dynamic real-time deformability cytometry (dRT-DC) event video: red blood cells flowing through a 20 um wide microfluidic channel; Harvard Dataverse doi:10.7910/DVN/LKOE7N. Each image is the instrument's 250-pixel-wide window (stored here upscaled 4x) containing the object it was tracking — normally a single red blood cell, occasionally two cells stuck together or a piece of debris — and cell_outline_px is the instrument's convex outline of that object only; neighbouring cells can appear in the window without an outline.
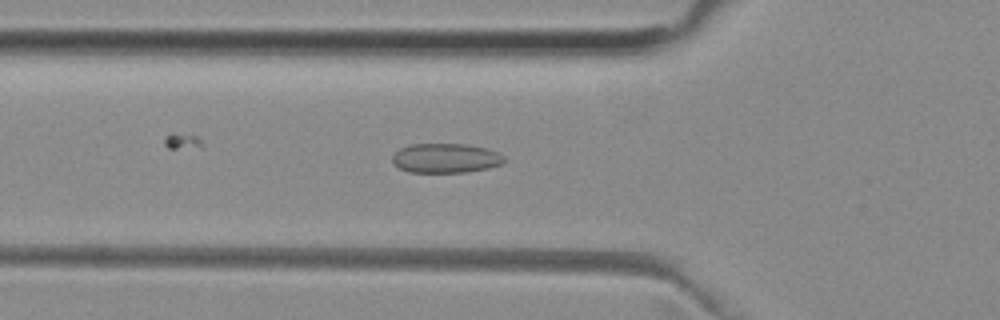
{"species": "common noctule bat (a hibernating species)", "species_latin": "Nyctalus noctula", "temperature_condition": "room temperature", "stored_images_in_passage": 52, "camera_frame_rate_fps": 3000, "um_per_image_px": 0.085, "animal": {"sex": "female", "body_mass_g": 29.2, "forearm_length_mm": 56.3}, "frame": {"image": 1, "passage_image": 18, "time_ms": 5.667, "image_size_px": [1000, 320], "cell_outline_px": [[508, 160], [504, 164], [488, 168], [468, 172], [408, 172], [392, 164], [392, 156], [400, 148], [408, 144], [464, 144], [484, 148], [496, 152], [504, 156]], "centroid_in_image_um": [37.88, 13.45], "position_along_channel_um": 87.9, "area_um2": 19.36}}
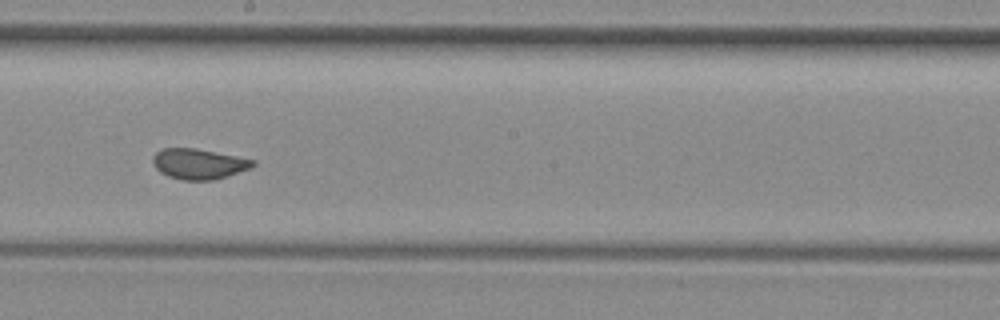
{"frame": {"image": 2, "passage_image": 29, "time_ms": 9.333, "image_size_px": [1000, 320], "cell_outline_px": [[256, 164], [248, 168], [212, 180], [184, 180], [168, 176], [160, 172], [156, 168], [152, 160], [152, 156], [156, 152], [164, 148], [196, 148], [256, 160]], "centroid_in_image_um": [16.85, 13.91], "position_along_channel_um": 231.3, "area_um2": 17.46}}
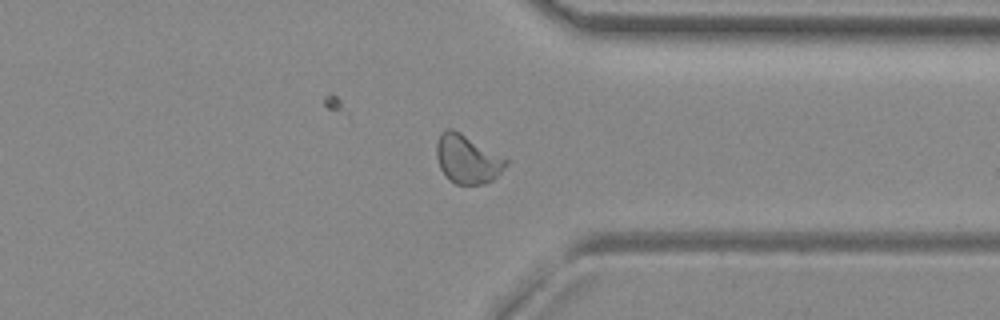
{"frame": {"image": 3, "passage_image": 40, "time_ms": 13.0, "image_size_px": [1000, 320], "cell_outline_px": [[508, 164], [492, 180], [484, 184], [456, 184], [448, 180], [440, 168], [436, 156], [436, 144], [440, 132], [444, 128], [452, 128], [460, 132], [508, 160]], "centroid_in_image_um": [39.67, 13.52], "position_along_channel_um": 371.7, "area_um2": 19.59}, "authors_computed_cell_mechanics": {"area_um2": 19.3341, "velocity_mm_per_s": 3.9021, "shape_relaxation_time_tau1_ms": null, "shape_relaxation_time_tau2_ms": 0.8444, "deformation_change_tau1": null, "deformation_change_tau2": 0.0583}}